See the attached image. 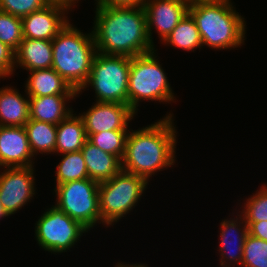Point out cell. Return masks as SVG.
I'll return each mask as SVG.
<instances>
[{"label":"cell","instance_id":"7c38bea8","mask_svg":"<svg viewBox=\"0 0 267 267\" xmlns=\"http://www.w3.org/2000/svg\"><path fill=\"white\" fill-rule=\"evenodd\" d=\"M144 9L147 18V31L152 45V30L156 29L161 43L166 40L177 24L187 15L189 5L180 0H146Z\"/></svg>","mask_w":267,"mask_h":267},{"label":"cell","instance_id":"9c48e42d","mask_svg":"<svg viewBox=\"0 0 267 267\" xmlns=\"http://www.w3.org/2000/svg\"><path fill=\"white\" fill-rule=\"evenodd\" d=\"M88 229L56 206L46 209L35 223V239L44 251L56 255L67 252Z\"/></svg>","mask_w":267,"mask_h":267},{"label":"cell","instance_id":"f546056e","mask_svg":"<svg viewBox=\"0 0 267 267\" xmlns=\"http://www.w3.org/2000/svg\"><path fill=\"white\" fill-rule=\"evenodd\" d=\"M15 72V51L0 41V78L6 79Z\"/></svg>","mask_w":267,"mask_h":267},{"label":"cell","instance_id":"ac0fdd59","mask_svg":"<svg viewBox=\"0 0 267 267\" xmlns=\"http://www.w3.org/2000/svg\"><path fill=\"white\" fill-rule=\"evenodd\" d=\"M81 152L83 154L88 177L98 183L110 180L121 168V160L109 154L88 139L85 141Z\"/></svg>","mask_w":267,"mask_h":267},{"label":"cell","instance_id":"d4e9b609","mask_svg":"<svg viewBox=\"0 0 267 267\" xmlns=\"http://www.w3.org/2000/svg\"><path fill=\"white\" fill-rule=\"evenodd\" d=\"M130 130H110L92 134L88 140L103 151L122 160L125 153L127 136Z\"/></svg>","mask_w":267,"mask_h":267},{"label":"cell","instance_id":"836d02e7","mask_svg":"<svg viewBox=\"0 0 267 267\" xmlns=\"http://www.w3.org/2000/svg\"><path fill=\"white\" fill-rule=\"evenodd\" d=\"M117 265L115 266V267H149L148 265H146V263L145 264H142V263H140L139 262V264L138 263H132V264H129V262H128V264L126 263V262H118V263H116Z\"/></svg>","mask_w":267,"mask_h":267},{"label":"cell","instance_id":"4316f807","mask_svg":"<svg viewBox=\"0 0 267 267\" xmlns=\"http://www.w3.org/2000/svg\"><path fill=\"white\" fill-rule=\"evenodd\" d=\"M22 40V19L0 11V41L16 51Z\"/></svg>","mask_w":267,"mask_h":267},{"label":"cell","instance_id":"e0dca14e","mask_svg":"<svg viewBox=\"0 0 267 267\" xmlns=\"http://www.w3.org/2000/svg\"><path fill=\"white\" fill-rule=\"evenodd\" d=\"M53 48L51 40L23 38L15 51V68L26 71L52 68Z\"/></svg>","mask_w":267,"mask_h":267},{"label":"cell","instance_id":"484cf974","mask_svg":"<svg viewBox=\"0 0 267 267\" xmlns=\"http://www.w3.org/2000/svg\"><path fill=\"white\" fill-rule=\"evenodd\" d=\"M261 186L241 206L244 209L238 211L244 217L245 222L267 221V184Z\"/></svg>","mask_w":267,"mask_h":267},{"label":"cell","instance_id":"3957f363","mask_svg":"<svg viewBox=\"0 0 267 267\" xmlns=\"http://www.w3.org/2000/svg\"><path fill=\"white\" fill-rule=\"evenodd\" d=\"M188 13L200 32L202 45L212 49H235L245 43L246 21L231 0L195 3Z\"/></svg>","mask_w":267,"mask_h":267},{"label":"cell","instance_id":"6da1fadb","mask_svg":"<svg viewBox=\"0 0 267 267\" xmlns=\"http://www.w3.org/2000/svg\"><path fill=\"white\" fill-rule=\"evenodd\" d=\"M92 29L98 53L133 58L154 51L141 7H109L97 3Z\"/></svg>","mask_w":267,"mask_h":267},{"label":"cell","instance_id":"5b68a950","mask_svg":"<svg viewBox=\"0 0 267 267\" xmlns=\"http://www.w3.org/2000/svg\"><path fill=\"white\" fill-rule=\"evenodd\" d=\"M156 51L130 58L128 105L136 113L142 101L176 102Z\"/></svg>","mask_w":267,"mask_h":267},{"label":"cell","instance_id":"8fae6325","mask_svg":"<svg viewBox=\"0 0 267 267\" xmlns=\"http://www.w3.org/2000/svg\"><path fill=\"white\" fill-rule=\"evenodd\" d=\"M84 123L87 139L95 133L110 130H130L129 122L137 113L126 104L94 102L91 108L78 114Z\"/></svg>","mask_w":267,"mask_h":267},{"label":"cell","instance_id":"52a82bcc","mask_svg":"<svg viewBox=\"0 0 267 267\" xmlns=\"http://www.w3.org/2000/svg\"><path fill=\"white\" fill-rule=\"evenodd\" d=\"M130 57L96 53L89 78L78 92L91 86L95 91V102L121 103L128 105V79ZM85 89V90H84Z\"/></svg>","mask_w":267,"mask_h":267},{"label":"cell","instance_id":"ffe728a7","mask_svg":"<svg viewBox=\"0 0 267 267\" xmlns=\"http://www.w3.org/2000/svg\"><path fill=\"white\" fill-rule=\"evenodd\" d=\"M12 86L0 88V126H24L30 119L29 96Z\"/></svg>","mask_w":267,"mask_h":267},{"label":"cell","instance_id":"4fadbf2b","mask_svg":"<svg viewBox=\"0 0 267 267\" xmlns=\"http://www.w3.org/2000/svg\"><path fill=\"white\" fill-rule=\"evenodd\" d=\"M68 11L57 5L45 7L22 18L23 38L53 40L70 21Z\"/></svg>","mask_w":267,"mask_h":267},{"label":"cell","instance_id":"603a6c76","mask_svg":"<svg viewBox=\"0 0 267 267\" xmlns=\"http://www.w3.org/2000/svg\"><path fill=\"white\" fill-rule=\"evenodd\" d=\"M163 44L189 52L203 47L200 32L189 13L177 24Z\"/></svg>","mask_w":267,"mask_h":267},{"label":"cell","instance_id":"d6986e66","mask_svg":"<svg viewBox=\"0 0 267 267\" xmlns=\"http://www.w3.org/2000/svg\"><path fill=\"white\" fill-rule=\"evenodd\" d=\"M25 83L29 97H41L56 94H78L53 68L32 70Z\"/></svg>","mask_w":267,"mask_h":267},{"label":"cell","instance_id":"7402d4cb","mask_svg":"<svg viewBox=\"0 0 267 267\" xmlns=\"http://www.w3.org/2000/svg\"><path fill=\"white\" fill-rule=\"evenodd\" d=\"M29 146L34 157L41 154H54L56 145V125L34 119L24 125Z\"/></svg>","mask_w":267,"mask_h":267},{"label":"cell","instance_id":"8992f818","mask_svg":"<svg viewBox=\"0 0 267 267\" xmlns=\"http://www.w3.org/2000/svg\"><path fill=\"white\" fill-rule=\"evenodd\" d=\"M149 182L138 175L120 170L110 180L99 183V210L103 226H113L126 217L141 200Z\"/></svg>","mask_w":267,"mask_h":267},{"label":"cell","instance_id":"ba28073f","mask_svg":"<svg viewBox=\"0 0 267 267\" xmlns=\"http://www.w3.org/2000/svg\"><path fill=\"white\" fill-rule=\"evenodd\" d=\"M99 183L90 178L69 181L55 186V206L89 231L103 224L99 210Z\"/></svg>","mask_w":267,"mask_h":267},{"label":"cell","instance_id":"cb8c5ba5","mask_svg":"<svg viewBox=\"0 0 267 267\" xmlns=\"http://www.w3.org/2000/svg\"><path fill=\"white\" fill-rule=\"evenodd\" d=\"M60 155L63 156L56 166V185L89 178L81 150L59 154V156Z\"/></svg>","mask_w":267,"mask_h":267},{"label":"cell","instance_id":"1f68e13d","mask_svg":"<svg viewBox=\"0 0 267 267\" xmlns=\"http://www.w3.org/2000/svg\"><path fill=\"white\" fill-rule=\"evenodd\" d=\"M248 234L251 236L267 241V221L246 222Z\"/></svg>","mask_w":267,"mask_h":267},{"label":"cell","instance_id":"44dd1931","mask_svg":"<svg viewBox=\"0 0 267 267\" xmlns=\"http://www.w3.org/2000/svg\"><path fill=\"white\" fill-rule=\"evenodd\" d=\"M86 140L83 120L72 112L56 125L55 154L80 151Z\"/></svg>","mask_w":267,"mask_h":267},{"label":"cell","instance_id":"d590c367","mask_svg":"<svg viewBox=\"0 0 267 267\" xmlns=\"http://www.w3.org/2000/svg\"><path fill=\"white\" fill-rule=\"evenodd\" d=\"M5 217H8V216L4 212L3 207H2V203L0 201V220H1V218H5Z\"/></svg>","mask_w":267,"mask_h":267},{"label":"cell","instance_id":"9a60e30c","mask_svg":"<svg viewBox=\"0 0 267 267\" xmlns=\"http://www.w3.org/2000/svg\"><path fill=\"white\" fill-rule=\"evenodd\" d=\"M238 213V214H237ZM235 217L222 219L220 223L219 254L222 267L241 266L243 258V247L248 235V226L244 217L238 212ZM239 216V217H238ZM231 263V264H230Z\"/></svg>","mask_w":267,"mask_h":267},{"label":"cell","instance_id":"83f0119b","mask_svg":"<svg viewBox=\"0 0 267 267\" xmlns=\"http://www.w3.org/2000/svg\"><path fill=\"white\" fill-rule=\"evenodd\" d=\"M241 267H267V241L247 235Z\"/></svg>","mask_w":267,"mask_h":267},{"label":"cell","instance_id":"e575fe53","mask_svg":"<svg viewBox=\"0 0 267 267\" xmlns=\"http://www.w3.org/2000/svg\"><path fill=\"white\" fill-rule=\"evenodd\" d=\"M217 1H220V0H187V4L192 5L195 3H206V2H217Z\"/></svg>","mask_w":267,"mask_h":267},{"label":"cell","instance_id":"277c9868","mask_svg":"<svg viewBox=\"0 0 267 267\" xmlns=\"http://www.w3.org/2000/svg\"><path fill=\"white\" fill-rule=\"evenodd\" d=\"M52 68L79 92L86 84L97 53L92 31L83 33L69 21L52 40Z\"/></svg>","mask_w":267,"mask_h":267},{"label":"cell","instance_id":"30bf717a","mask_svg":"<svg viewBox=\"0 0 267 267\" xmlns=\"http://www.w3.org/2000/svg\"><path fill=\"white\" fill-rule=\"evenodd\" d=\"M33 167L3 168L0 172V201L8 217L33 200L36 194Z\"/></svg>","mask_w":267,"mask_h":267},{"label":"cell","instance_id":"7a4b0ae2","mask_svg":"<svg viewBox=\"0 0 267 267\" xmlns=\"http://www.w3.org/2000/svg\"><path fill=\"white\" fill-rule=\"evenodd\" d=\"M173 116V113H169L146 127L130 129L121 160L122 170L149 182L157 172L173 167L178 133Z\"/></svg>","mask_w":267,"mask_h":267},{"label":"cell","instance_id":"2e32d148","mask_svg":"<svg viewBox=\"0 0 267 267\" xmlns=\"http://www.w3.org/2000/svg\"><path fill=\"white\" fill-rule=\"evenodd\" d=\"M79 95L80 93L29 97L30 119L58 125L74 112L67 104Z\"/></svg>","mask_w":267,"mask_h":267},{"label":"cell","instance_id":"4dcf8cb0","mask_svg":"<svg viewBox=\"0 0 267 267\" xmlns=\"http://www.w3.org/2000/svg\"><path fill=\"white\" fill-rule=\"evenodd\" d=\"M100 6L109 7H141L144 6L146 0H95Z\"/></svg>","mask_w":267,"mask_h":267},{"label":"cell","instance_id":"d6a6232c","mask_svg":"<svg viewBox=\"0 0 267 267\" xmlns=\"http://www.w3.org/2000/svg\"><path fill=\"white\" fill-rule=\"evenodd\" d=\"M45 1L49 5H57V6L63 7L68 12L72 11V8H74L76 3L79 2V0H45Z\"/></svg>","mask_w":267,"mask_h":267},{"label":"cell","instance_id":"5bb4252c","mask_svg":"<svg viewBox=\"0 0 267 267\" xmlns=\"http://www.w3.org/2000/svg\"><path fill=\"white\" fill-rule=\"evenodd\" d=\"M24 126H0V169L34 166Z\"/></svg>","mask_w":267,"mask_h":267},{"label":"cell","instance_id":"f1b7e54d","mask_svg":"<svg viewBox=\"0 0 267 267\" xmlns=\"http://www.w3.org/2000/svg\"><path fill=\"white\" fill-rule=\"evenodd\" d=\"M46 5L45 0H0V11L22 19Z\"/></svg>","mask_w":267,"mask_h":267}]
</instances>
